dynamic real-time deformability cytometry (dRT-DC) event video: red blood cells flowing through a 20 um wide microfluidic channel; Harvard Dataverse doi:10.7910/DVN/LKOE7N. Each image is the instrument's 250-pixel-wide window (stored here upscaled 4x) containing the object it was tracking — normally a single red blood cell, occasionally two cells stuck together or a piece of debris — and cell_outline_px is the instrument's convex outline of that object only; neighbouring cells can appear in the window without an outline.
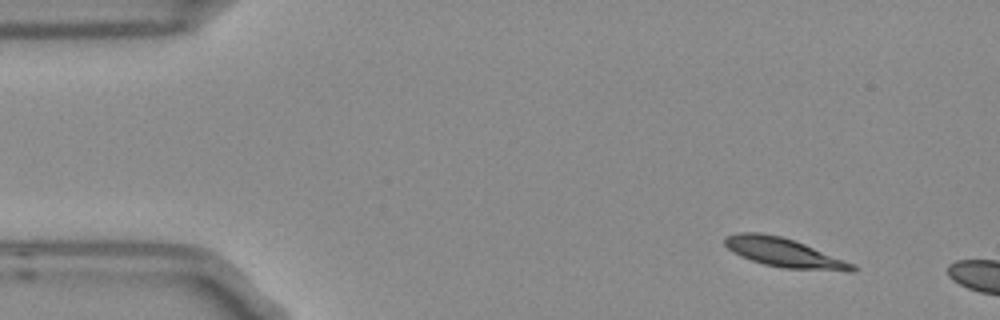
{"species": "Egyptian fruit bat (a non-hibernating species)", "species_latin": "Rousettus aegyptiacus", "temperature_condition": "room temperature", "stored_images_in_passage": 3, "camera_frame_rate_fps": 3000, "um_per_image_px": 0.085, "frame": {"image": 1, "passage_image": 1, "time_ms": 0.0, "image_size_px": [1000, 320], "cell_outline_px": [[856, 272], [852, 272], [784, 268], [764, 264], [740, 256], [732, 252], [724, 244], [724, 236], [740, 232], [760, 232], [780, 236], [804, 244], [856, 264]], "centroid_in_image_um": [66.65, 21.48], "position_along_channel_um": 18.3, "area_um2": 21.62}}